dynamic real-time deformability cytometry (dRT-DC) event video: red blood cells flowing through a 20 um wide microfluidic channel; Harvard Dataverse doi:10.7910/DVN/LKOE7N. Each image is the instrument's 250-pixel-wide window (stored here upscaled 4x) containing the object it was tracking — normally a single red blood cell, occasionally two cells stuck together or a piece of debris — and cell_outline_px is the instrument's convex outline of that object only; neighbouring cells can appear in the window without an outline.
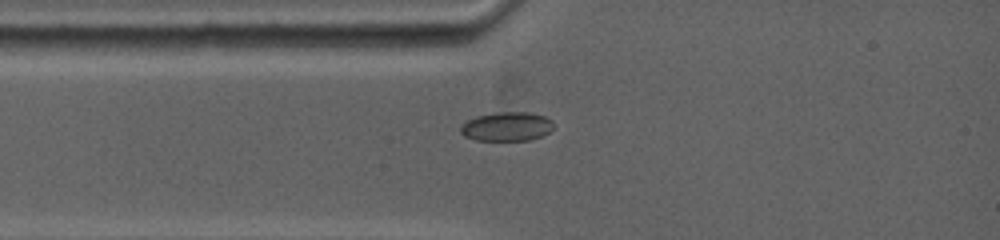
{"species": "common noctule bat (a hibernating species)", "species_latin": "Nyctalus noctula", "temperature_condition": "warm", "stored_images_in_passage": 28, "camera_frame_rate_fps": 5000, "um_per_image_px": 0.085, "animal": {"sex": "female", "body_mass_g": 19.0, "forearm_length_mm": 53.3}, "frame": {"image": 1, "passage_image": 1, "time_ms": 0.0, "image_size_px": [1000, 240], "cell_outline_px": [[552, 128], [548, 132], [540, 136], [528, 140], [476, 140], [464, 136], [460, 132], [460, 128], [468, 120], [476, 116], [496, 112], [528, 112], [544, 116], [552, 120]], "centroid_in_image_um": [43.06, 10.75], "position_along_channel_um": 41.9, "area_um2": 15.55}}
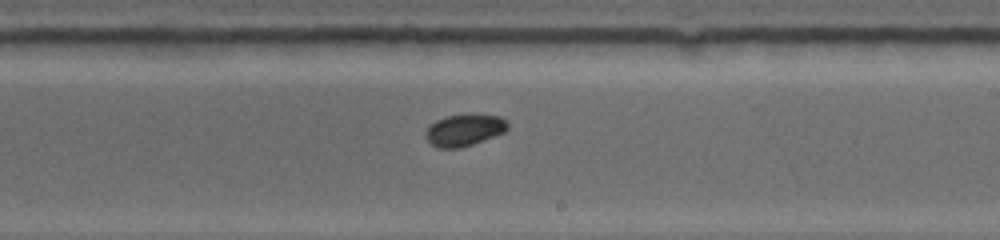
{"frame": {"image": 2, "passage_image": 11, "time_ms": 5.4, "image_size_px": [1000, 240], "cell_outline_px": [[508, 128], [504, 132], [472, 144], [460, 148], [436, 148], [428, 144], [424, 136], [424, 132], [436, 120], [448, 116], [468, 112], [500, 116], [508, 124]], "centroid_in_image_um": [39.42, 11.04], "position_along_channel_um": 249.6, "area_um2": 15.55}}
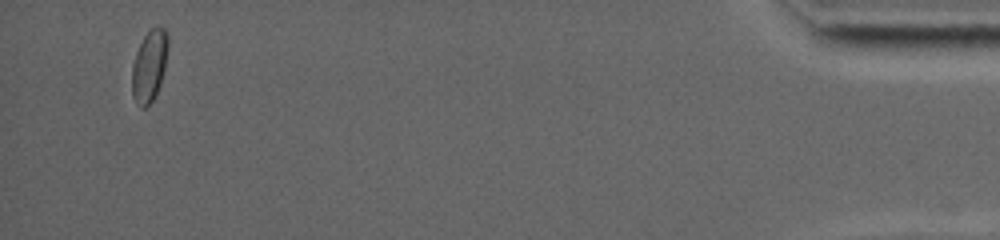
{"frame": {"image": 3, "passage_image": 25, "time_ms": 13.0, "image_size_px": [1000, 240], "cell_outline_px": [[168, 48], [164, 68], [160, 84], [152, 100], [144, 108], [140, 108], [132, 96], [132, 64], [136, 52], [144, 36], [152, 28], [164, 28], [168, 32]], "centroid_in_image_um": [12.68, 5.6], "position_along_channel_um": 422.5, "area_um2": 14.85}}